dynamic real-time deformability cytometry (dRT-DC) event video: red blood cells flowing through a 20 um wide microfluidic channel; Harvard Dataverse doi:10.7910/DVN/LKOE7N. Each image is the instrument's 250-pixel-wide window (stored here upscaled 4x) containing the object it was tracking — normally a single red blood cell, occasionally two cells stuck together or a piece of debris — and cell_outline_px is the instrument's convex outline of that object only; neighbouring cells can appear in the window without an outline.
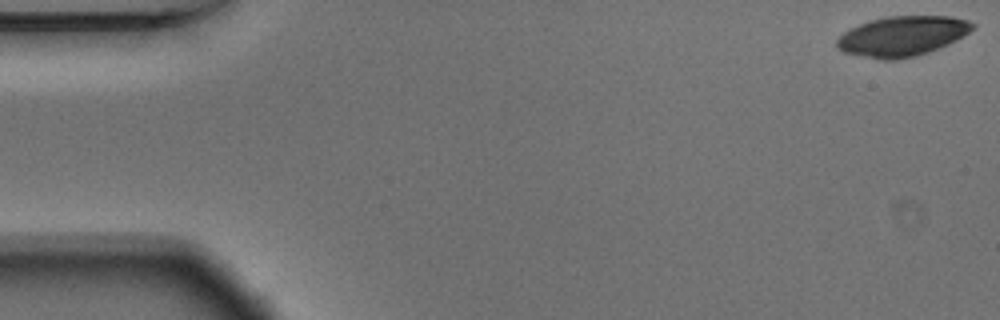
{"species": "Egyptian fruit bat (a non-hibernating species)", "species_latin": "Rousettus aegyptiacus", "temperature_condition": "warm", "stored_images_in_passage": 54, "camera_frame_rate_fps": 3000, "um_per_image_px": 0.085, "animal": {"sex": "male"}, "frame": {"image": 1, "passage_image": 1, "time_ms": 0.0, "image_size_px": [1000, 320], "cell_outline_px": [[976, 24], [968, 32], [956, 40], [948, 44], [928, 52], [916, 56], [896, 60], [880, 60], [844, 52], [836, 48], [836, 40], [844, 32], [868, 20], [888, 16], [952, 16], [968, 20]], "centroid_in_image_um": [76.68, 3.07], "position_along_channel_um": 8.3, "area_um2": 31.62}}
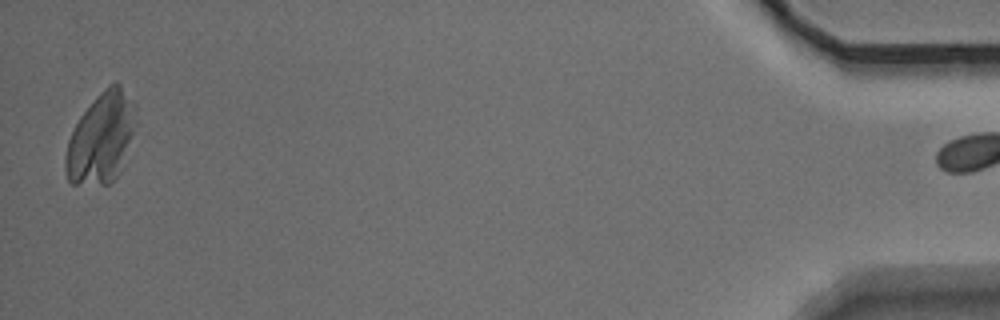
{"frame": {"image": 2, "passage_image": 53, "time_ms": 17.333, "image_size_px": [1000, 320], "cell_outline_px": [[136, 120], [120, 172], [108, 184], [72, 184], [68, 180], [64, 168], [64, 156], [68, 140], [80, 116], [96, 96], [104, 88], [116, 80], [120, 84], [136, 104]], "centroid_in_image_um": [8.58, 11.71], "position_along_channel_um": 426.6, "area_um2": 36.99}}